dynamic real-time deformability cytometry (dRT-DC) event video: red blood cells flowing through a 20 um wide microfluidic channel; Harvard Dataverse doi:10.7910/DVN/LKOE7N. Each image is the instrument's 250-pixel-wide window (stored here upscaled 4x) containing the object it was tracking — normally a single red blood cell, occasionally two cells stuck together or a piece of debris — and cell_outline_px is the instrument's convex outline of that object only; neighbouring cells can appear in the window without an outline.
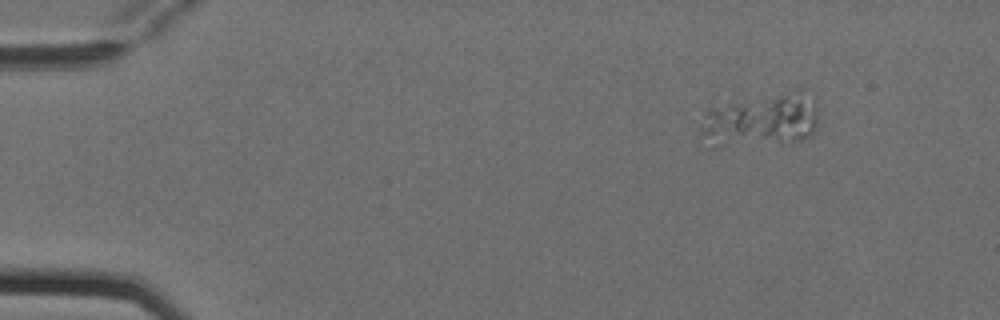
{"species": "Egyptian fruit bat (a non-hibernating species)", "species_latin": "Rousettus aegyptiacus", "temperature_condition": "cold", "stored_images_in_passage": 9, "camera_frame_rate_fps": 3000, "um_per_image_px": 0.085, "animal": {"sex": "female"}, "frame": {"image": 1, "passage_image": 2, "time_ms": 0.333, "image_size_px": [1000, 320], "cell_outline_px": [[816, 128], [808, 136], [800, 140], [712, 148], [708, 148], [700, 128], [704, 116], [712, 108], [800, 88], [804, 88], [816, 100]], "centroid_in_image_um": [64.72, 10.22], "position_along_channel_um": 20.3, "area_um2": 36.41}}
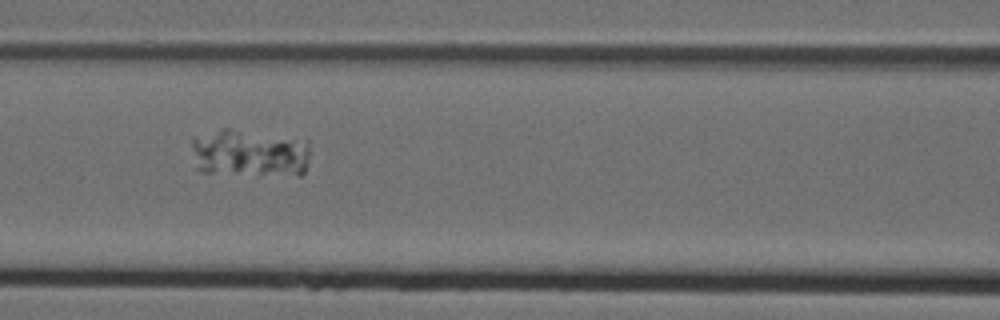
{"frame": {"image": 2, "passage_image": 7, "time_ms": 2.0, "image_size_px": [1000, 320], "cell_outline_px": [[308, 160], [304, 172], [300, 176], [296, 176], [200, 172], [196, 168], [192, 148], [192, 136], [220, 128], [228, 128], [308, 136]], "centroid_in_image_um": [21.28, 12.96], "position_along_channel_um": 145.3, "area_um2": 34.68}}
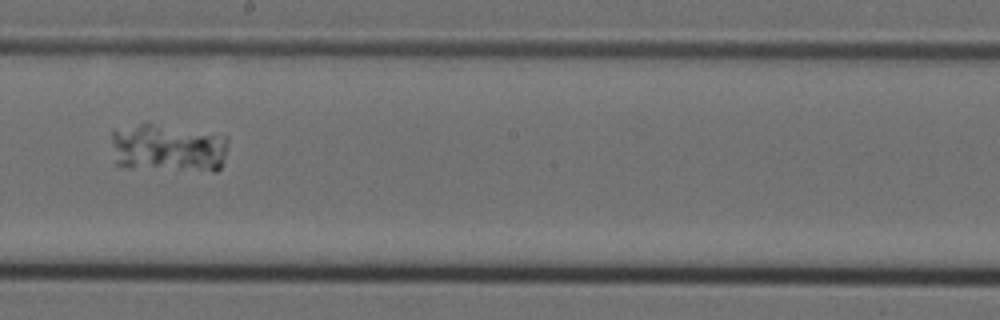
{"frame": {"image": 3, "passage_image": 9, "time_ms": 2.667, "image_size_px": [1000, 320], "cell_outline_px": [[228, 140], [224, 156], [220, 168], [216, 172], [212, 172], [124, 168], [116, 164], [112, 144], [112, 132], [148, 120], [228, 136]], "centroid_in_image_um": [14.3, 12.57], "position_along_channel_um": 233.9, "area_um2": 34.22}}